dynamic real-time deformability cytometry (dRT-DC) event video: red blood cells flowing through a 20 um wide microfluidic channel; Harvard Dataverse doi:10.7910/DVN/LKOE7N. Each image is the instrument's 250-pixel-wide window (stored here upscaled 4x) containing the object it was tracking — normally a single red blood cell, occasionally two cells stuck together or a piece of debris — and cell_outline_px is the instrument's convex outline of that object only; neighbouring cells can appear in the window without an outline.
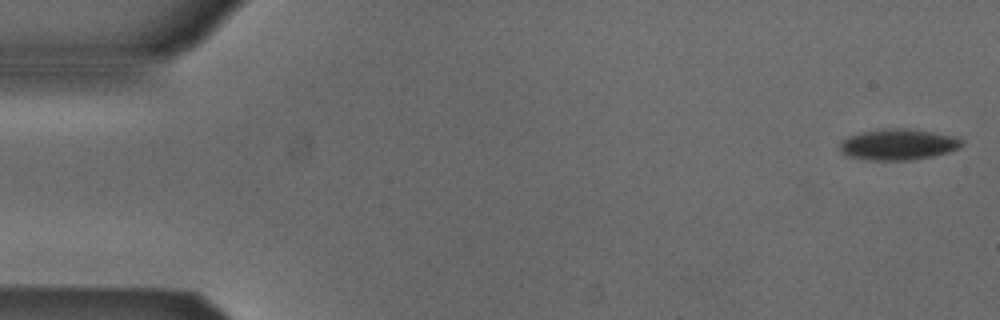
{"species": "Egyptian fruit bat (a non-hibernating species)", "species_latin": "Rousettus aegyptiacus", "temperature_condition": "cold", "stored_images_in_passage": 52, "camera_frame_rate_fps": 3000, "um_per_image_px": 0.085, "animal": {"sex": "male"}, "frame": {"image": 1, "passage_image": 1, "time_ms": 0.0, "image_size_px": [1000, 320], "cell_outline_px": [[964, 144], [948, 152], [932, 156], [908, 160], [872, 160], [848, 156], [840, 152], [840, 144], [848, 136], [860, 132], [880, 128], [912, 128], [956, 136], [964, 140]], "centroid_in_image_um": [76.36, 12.25], "position_along_channel_um": 8.6, "area_um2": 22.2}}
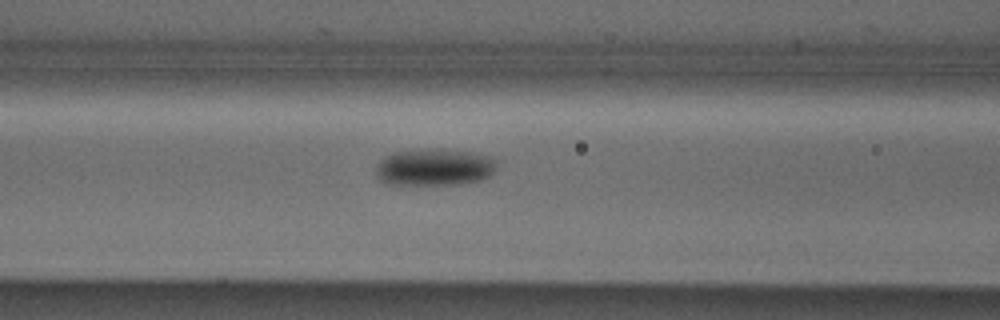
{"frame": {"image": 2, "passage_image": 21, "time_ms": 6.667, "image_size_px": [1000, 320], "cell_outline_px": [[496, 168], [488, 176], [480, 180], [460, 184], [388, 184], [380, 180], [376, 176], [376, 168], [380, 160], [384, 156], [396, 152], [428, 148], [472, 152], [492, 156], [496, 160]], "centroid_in_image_um": [36.93, 14.2], "position_along_channel_um": 129.7, "area_um2": 26.07}}
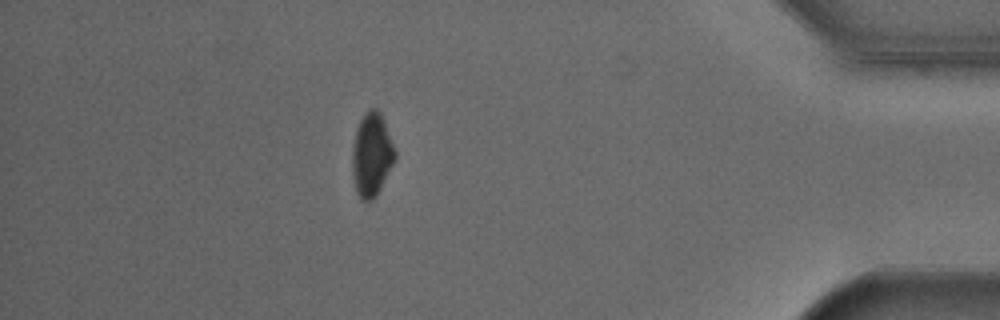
{"frame": {"image": 3, "passage_image": 46, "time_ms": 15.0, "image_size_px": [1000, 320], "cell_outline_px": [[396, 160], [380, 188], [372, 200], [360, 200], [356, 192], [352, 176], [352, 148], [356, 128], [360, 120], [368, 108], [376, 108], [380, 112], [384, 120], [396, 152]], "centroid_in_image_um": [31.58, 13.14], "position_along_channel_um": 403.6, "area_um2": 20.92}, "authors_computed_cell_mechanics": {"area_um2": 23.1489, "velocity_mm_per_s": 3.8638, "shape_relaxation_time_tau1_ms": 6.7079, "shape_relaxation_time_tau2_ms": null, "deformation_change_tau1": 0.0841, "deformation_change_tau2": null}}